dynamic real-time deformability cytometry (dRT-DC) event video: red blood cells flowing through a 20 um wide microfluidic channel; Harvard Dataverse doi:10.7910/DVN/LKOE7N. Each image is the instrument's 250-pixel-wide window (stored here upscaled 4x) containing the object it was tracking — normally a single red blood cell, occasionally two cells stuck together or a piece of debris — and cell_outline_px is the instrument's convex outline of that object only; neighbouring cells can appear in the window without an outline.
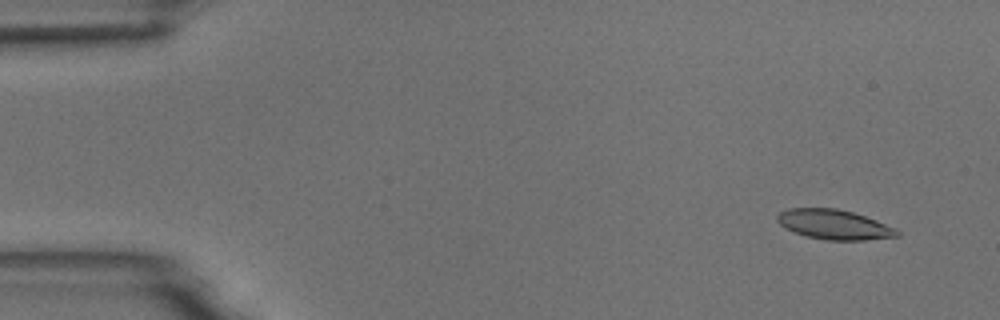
{"species": "common noctule bat (a hibernating species)", "species_latin": "Nyctalus noctula", "temperature_condition": "room temperature", "stored_images_in_passage": 5, "camera_frame_rate_fps": 3000, "um_per_image_px": 0.085, "animal": {"sex": "male", "body_mass_g": 18.8}, "frame": {"image": 1, "passage_image": 2, "time_ms": 1.0, "image_size_px": [1000, 320], "cell_outline_px": [[900, 236], [864, 240], [824, 240], [804, 236], [784, 228], [776, 220], [776, 216], [780, 212], [788, 208], [836, 208], [852, 212], [876, 220], [896, 228], [900, 232]], "centroid_in_image_um": [70.88, 19.09], "position_along_channel_um": 14.1, "area_um2": 20.92}}
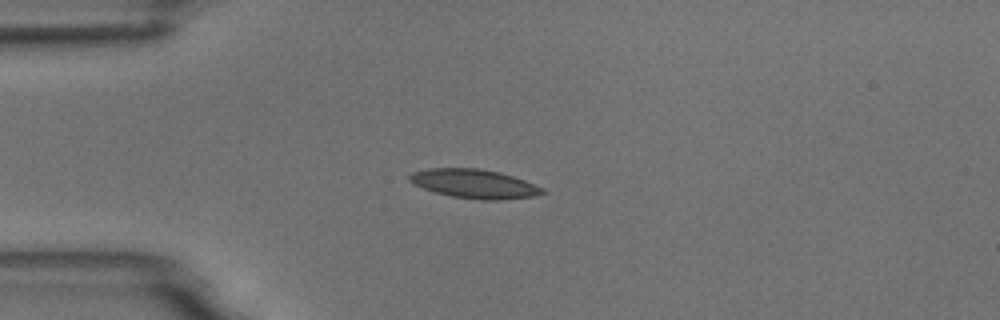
{"frame": {"image": 2, "passage_image": 5, "time_ms": 4.333, "image_size_px": [1000, 320], "cell_outline_px": [[548, 192], [532, 196], [500, 200], [480, 200], [452, 196], [436, 192], [424, 188], [408, 180], [408, 176], [412, 172], [428, 168], [480, 168], [500, 172], [524, 180], [544, 188]], "centroid_in_image_um": [40.33, 15.61], "position_along_channel_um": 44.7, "area_um2": 22.37}}